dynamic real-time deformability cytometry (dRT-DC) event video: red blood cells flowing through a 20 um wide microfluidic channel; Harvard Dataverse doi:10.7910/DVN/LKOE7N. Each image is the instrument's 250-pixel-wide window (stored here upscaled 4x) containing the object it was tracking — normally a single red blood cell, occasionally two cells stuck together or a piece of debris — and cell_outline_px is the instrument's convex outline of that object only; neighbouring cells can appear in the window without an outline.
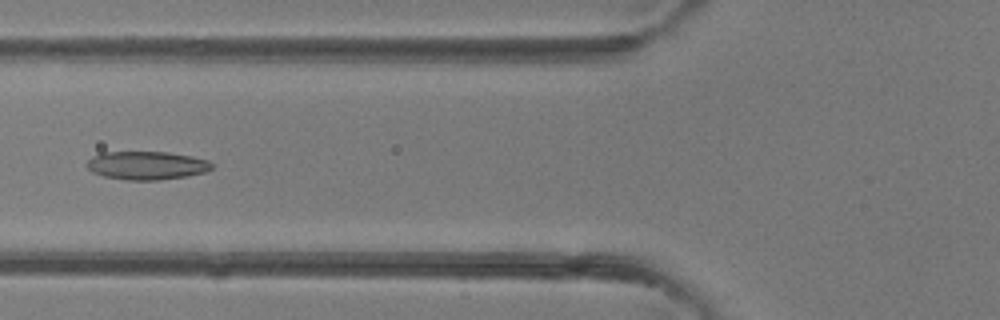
{"species": "common noctule bat (a hibernating species)", "species_latin": "Nyctalus noctula", "temperature_condition": "room temperature", "stored_images_in_passage": 6, "camera_frame_rate_fps": 3000, "um_per_image_px": 0.085, "animal": {"sex": "female"}, "frame": {"image": 1, "passage_image": 6, "time_ms": 5.667, "image_size_px": [1000, 320], "cell_outline_px": [[212, 168], [204, 172], [188, 176], [160, 180], [128, 180], [104, 176], [92, 172], [84, 164], [92, 156], [100, 152], [168, 152], [192, 156], [208, 160], [212, 164]], "centroid_in_image_um": [12.44, 14.06], "position_along_channel_um": 113.4, "area_um2": 20.75}}